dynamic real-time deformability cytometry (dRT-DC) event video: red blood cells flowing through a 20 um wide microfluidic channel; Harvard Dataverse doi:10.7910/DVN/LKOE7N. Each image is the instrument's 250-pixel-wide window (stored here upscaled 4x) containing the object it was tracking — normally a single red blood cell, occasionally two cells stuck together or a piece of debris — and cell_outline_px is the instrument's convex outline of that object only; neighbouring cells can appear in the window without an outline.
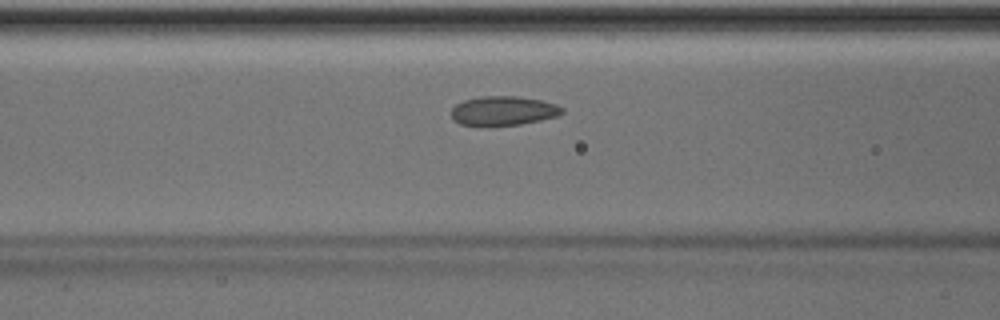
{"species": "Egyptian fruit bat (a non-hibernating species)", "species_latin": "Rousettus aegyptiacus", "temperature_condition": "room temperature", "stored_images_in_passage": 44, "camera_frame_rate_fps": 3000, "um_per_image_px": 0.085, "animal": {"sex": "male"}, "frame": {"image": 1, "passage_image": 14, "time_ms": 4.333, "image_size_px": [1000, 320], "cell_outline_px": [[564, 112], [560, 116], [520, 124], [460, 124], [452, 120], [452, 108], [456, 104], [464, 100], [480, 96], [516, 96], [540, 100], [556, 104], [564, 108]], "centroid_in_image_um": [42.82, 9.39], "position_along_channel_um": 123.8, "area_um2": 18.61}}
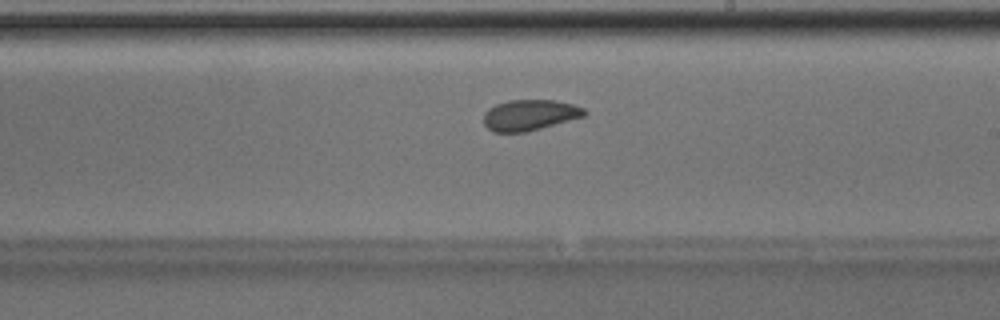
{"frame": {"image": 2, "passage_image": 23, "time_ms": 7.333, "image_size_px": [1000, 320], "cell_outline_px": [[588, 112], [584, 116], [528, 132], [492, 132], [484, 124], [484, 112], [488, 108], [496, 104], [508, 100], [552, 100], [572, 104], [584, 108]], "centroid_in_image_um": [45.0, 9.78], "position_along_channel_um": 244.0, "area_um2": 18.15}}
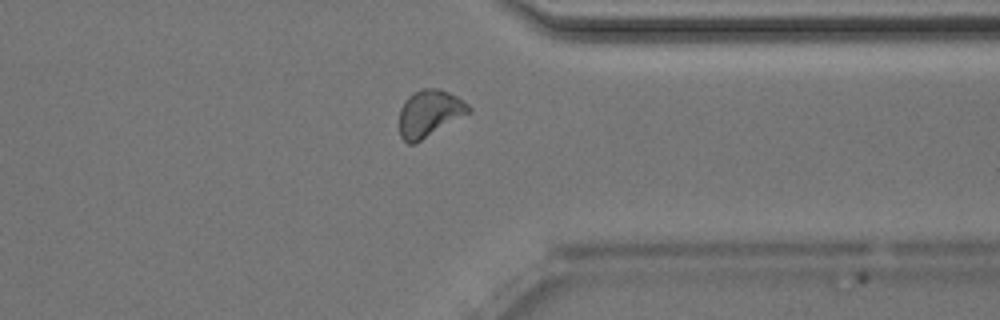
{"frame": {"image": 3, "passage_image": 33, "time_ms": 10.667, "image_size_px": [1000, 320], "cell_outline_px": [[472, 112], [416, 144], [408, 144], [400, 136], [400, 108], [404, 100], [408, 96], [420, 88], [440, 88], [464, 100], [472, 108]], "centroid_in_image_um": [36.52, 9.64], "position_along_channel_um": 374.9, "area_um2": 19.36}, "authors_computed_cell_mechanics": {"area_um2": 18.9006, "velocity_mm_per_s": 4.0093, "shape_relaxation_time_tau1_ms": 3.3481, "shape_relaxation_time_tau2_ms": 1.3703, "deformation_change_tau1": 0.0811, "deformation_change_tau2": 0.0512}}